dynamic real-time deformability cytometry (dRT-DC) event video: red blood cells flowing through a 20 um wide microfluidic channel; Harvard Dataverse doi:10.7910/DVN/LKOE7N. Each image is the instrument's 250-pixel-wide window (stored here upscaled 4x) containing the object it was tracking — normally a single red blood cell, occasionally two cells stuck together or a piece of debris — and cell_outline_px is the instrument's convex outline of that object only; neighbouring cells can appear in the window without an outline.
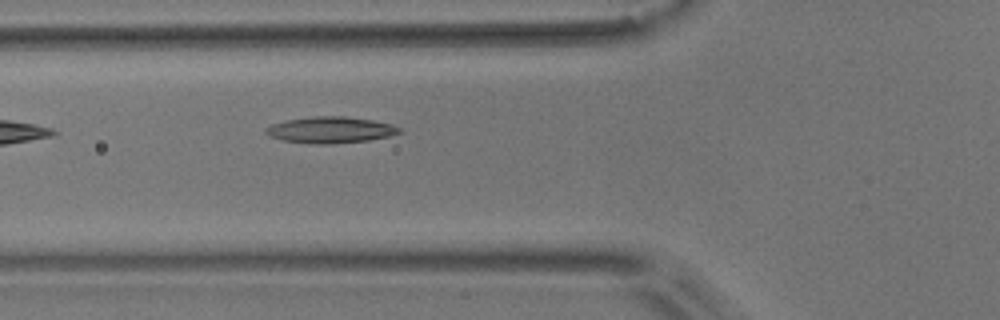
{"species": "common noctule bat (a hibernating species)", "species_latin": "Nyctalus noctula", "temperature_condition": "room temperature", "stored_images_in_passage": 4, "camera_frame_rate_fps": 3000, "um_per_image_px": 0.085, "animal": {"sex": "male", "body_mass_g": 17.9}, "frame": {"image": 1, "passage_image": 4, "time_ms": 3.333, "image_size_px": [1000, 320], "cell_outline_px": [[404, 132], [388, 136], [368, 140], [328, 144], [316, 144], [280, 140], [264, 132], [264, 128], [272, 124], [288, 120], [312, 116], [344, 116], [372, 120], [392, 124], [400, 128]], "centroid_in_image_um": [28.09, 11.04], "position_along_channel_um": 97.7, "area_um2": 20.4}}